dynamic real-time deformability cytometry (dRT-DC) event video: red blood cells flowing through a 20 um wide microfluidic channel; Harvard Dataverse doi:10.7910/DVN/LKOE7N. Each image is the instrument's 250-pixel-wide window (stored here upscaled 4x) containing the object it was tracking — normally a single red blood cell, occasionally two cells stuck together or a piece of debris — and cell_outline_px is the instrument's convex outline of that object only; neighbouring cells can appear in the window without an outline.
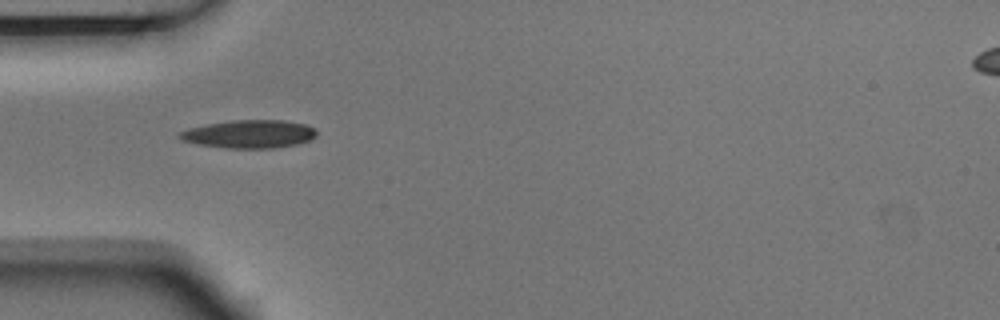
{"species": "Egyptian fruit bat (a non-hibernating species)", "species_latin": "Rousettus aegyptiacus", "temperature_condition": "room temperature", "stored_images_in_passage": 9, "camera_frame_rate_fps": 3000, "um_per_image_px": 0.085, "animal": {"sex": "male"}, "frame": {"image": 1, "passage_image": 1, "time_ms": 0.0, "image_size_px": [1000, 320], "cell_outline_px": [[316, 136], [312, 140], [296, 144], [272, 148], [224, 148], [196, 144], [184, 140], [176, 136], [180, 132], [192, 128], [208, 124], [232, 120], [284, 120], [304, 124], [316, 128]], "centroid_in_image_um": [21.23, 11.4], "position_along_channel_um": 63.8, "area_um2": 22.37}}
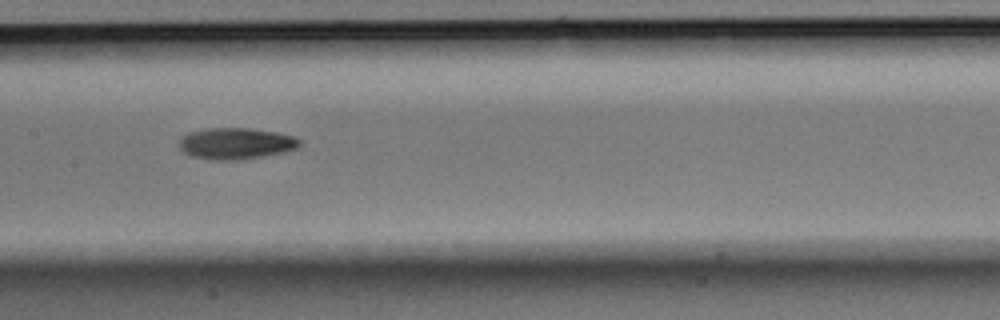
{"frame": {"image": 2, "passage_image": 4, "time_ms": 1.0, "image_size_px": [1000, 320], "cell_outline_px": [[300, 144], [296, 148], [284, 152], [264, 156], [240, 160], [212, 160], [192, 156], [184, 152], [180, 148], [180, 140], [188, 132], [208, 128], [248, 128], [276, 132], [296, 136], [300, 140]], "centroid_in_image_um": [20.07, 12.2], "position_along_channel_um": 187.3, "area_um2": 22.02}}
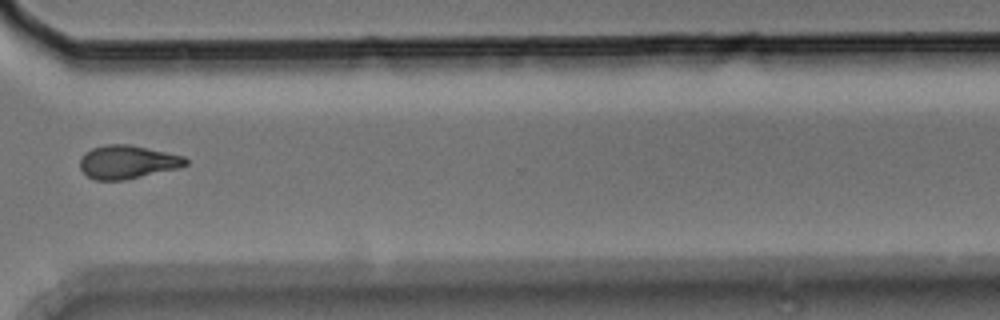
{"frame": {"image": 3, "passage_image": 8, "time_ms": 2.333, "image_size_px": [1000, 320], "cell_outline_px": [[188, 164], [180, 168], [124, 180], [96, 180], [88, 176], [80, 168], [80, 156], [84, 152], [92, 148], [104, 144], [128, 144], [184, 156], [188, 160]], "centroid_in_image_um": [10.82, 13.77], "position_along_channel_um": 359.8, "area_um2": 20.63}}